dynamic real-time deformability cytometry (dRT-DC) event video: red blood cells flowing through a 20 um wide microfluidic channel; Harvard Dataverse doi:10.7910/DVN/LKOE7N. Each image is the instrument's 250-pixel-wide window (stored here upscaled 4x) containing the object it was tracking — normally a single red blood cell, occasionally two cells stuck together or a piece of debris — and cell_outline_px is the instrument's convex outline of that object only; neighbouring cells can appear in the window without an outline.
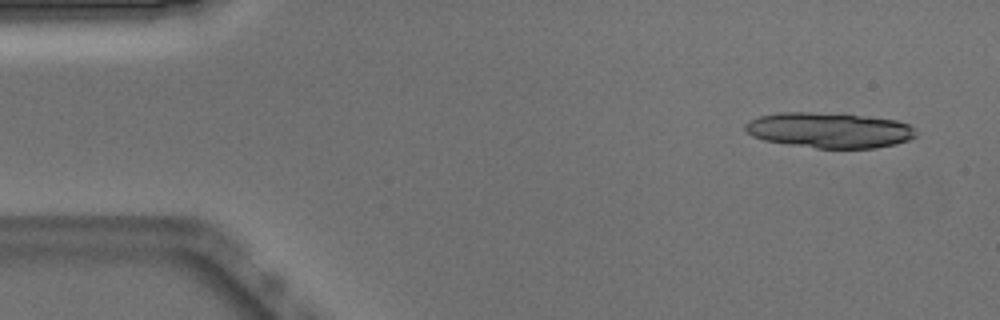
{"species": "Egyptian fruit bat (a non-hibernating species)", "species_latin": "Rousettus aegyptiacus", "temperature_condition": "warm", "stored_images_in_passage": 19, "camera_frame_rate_fps": 3000, "um_per_image_px": 0.085, "animal": {"sex": "male"}, "frame": {"image": 1, "passage_image": 3, "time_ms": 0.667, "image_size_px": [1000, 320], "cell_outline_px": [[916, 136], [908, 140], [896, 144], [872, 148], [816, 148], [788, 144], [764, 140], [752, 136], [744, 128], [744, 124], [748, 120], [760, 116], [780, 112], [812, 112], [868, 116], [896, 120], [908, 124], [916, 132]], "centroid_in_image_um": [70.47, 11.06], "position_along_channel_um": 14.5, "area_um2": 35.14}}
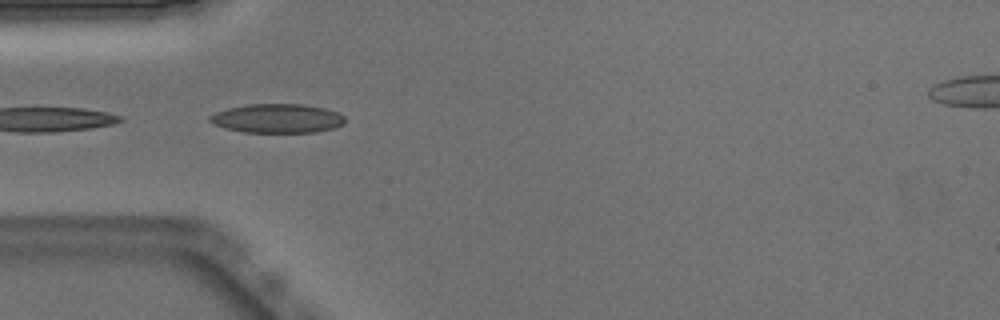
{"frame": {"image": 2, "passage_image": 15, "time_ms": 4.667, "image_size_px": [1000, 320], "cell_outline_px": [[344, 124], [332, 128], [316, 132], [244, 132], [224, 128], [208, 120], [208, 116], [216, 112], [228, 108], [248, 104], [304, 104], [324, 108], [340, 112], [344, 116]], "centroid_in_image_um": [23.58, 10.06], "position_along_channel_um": 61.4, "area_um2": 22.89}}